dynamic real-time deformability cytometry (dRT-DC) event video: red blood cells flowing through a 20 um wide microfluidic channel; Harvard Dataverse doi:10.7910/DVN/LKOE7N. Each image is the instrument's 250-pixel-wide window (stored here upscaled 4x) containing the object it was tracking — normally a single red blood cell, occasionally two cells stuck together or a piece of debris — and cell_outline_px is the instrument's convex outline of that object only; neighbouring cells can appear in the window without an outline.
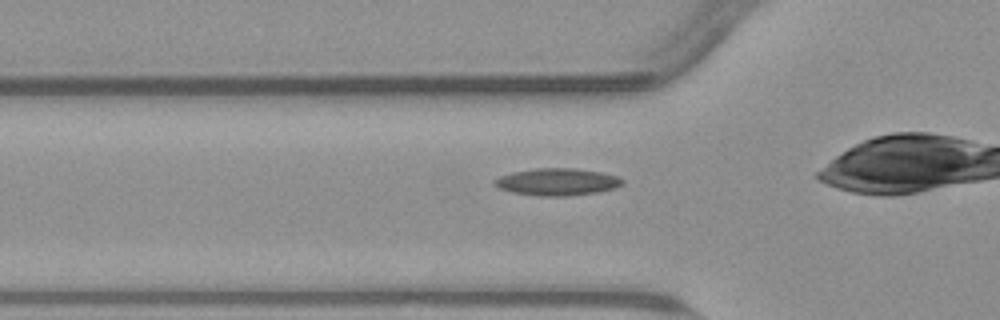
{"species": "common noctule bat (a hibernating species)", "species_latin": "Nyctalus noctula", "temperature_condition": "warm", "stored_images_in_passage": 28, "camera_frame_rate_fps": 3000, "um_per_image_px": 0.085, "animal": {"sex": "male", "body_mass_g": 23.1, "forearm_length_mm": 52.7}, "frame": {"image": 1, "passage_image": 3, "time_ms": 0.667, "image_size_px": [1000, 320], "cell_outline_px": [[624, 184], [616, 188], [596, 192], [568, 196], [536, 196], [512, 192], [500, 188], [492, 184], [492, 180], [500, 176], [512, 172], [536, 168], [576, 168], [600, 172], [620, 176], [624, 180]], "centroid_in_image_um": [47.37, 15.46], "position_along_channel_um": 78.4, "area_um2": 20.46}}
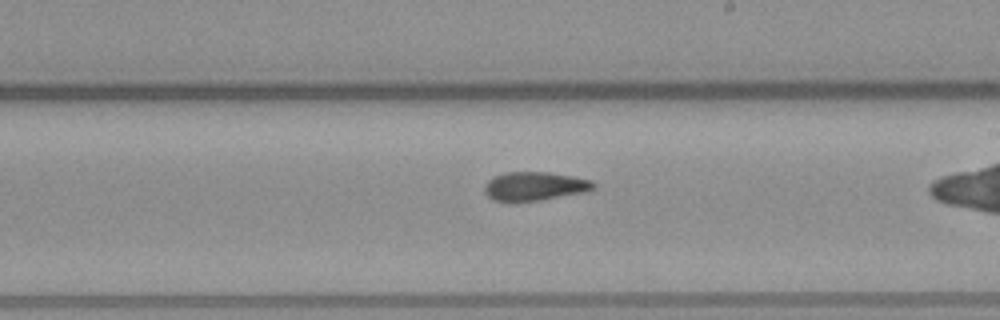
{"frame": {"image": 2, "passage_image": 16, "time_ms": 5.0, "image_size_px": [1000, 320], "cell_outline_px": [[596, 188], [584, 192], [540, 200], [512, 204], [492, 200], [484, 192], [484, 188], [488, 180], [492, 176], [504, 172], [548, 172], [572, 176], [592, 180], [596, 184]], "centroid_in_image_um": [45.39, 15.85], "position_along_channel_um": 243.6, "area_um2": 18.79}}
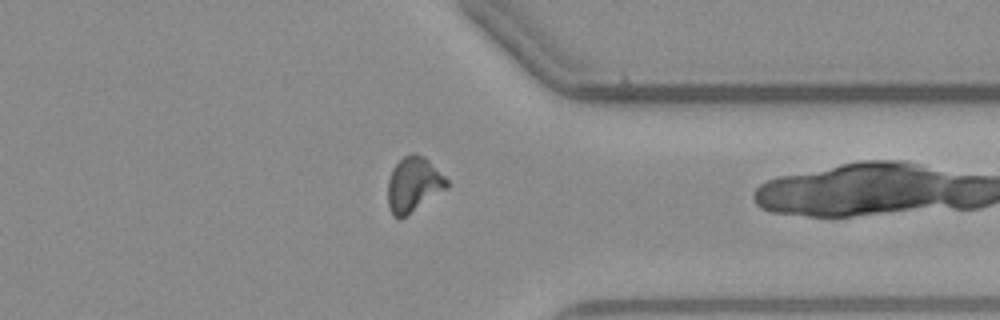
{"frame": {"image": 3, "passage_image": 27, "time_ms": 8.667, "image_size_px": [1000, 320], "cell_outline_px": [[448, 188], [400, 220], [392, 216], [388, 208], [388, 180], [392, 168], [404, 156], [412, 152], [416, 152], [424, 156], [448, 180]], "centroid_in_image_um": [35.13, 15.7], "position_along_channel_um": 376.3, "area_um2": 19.07}}